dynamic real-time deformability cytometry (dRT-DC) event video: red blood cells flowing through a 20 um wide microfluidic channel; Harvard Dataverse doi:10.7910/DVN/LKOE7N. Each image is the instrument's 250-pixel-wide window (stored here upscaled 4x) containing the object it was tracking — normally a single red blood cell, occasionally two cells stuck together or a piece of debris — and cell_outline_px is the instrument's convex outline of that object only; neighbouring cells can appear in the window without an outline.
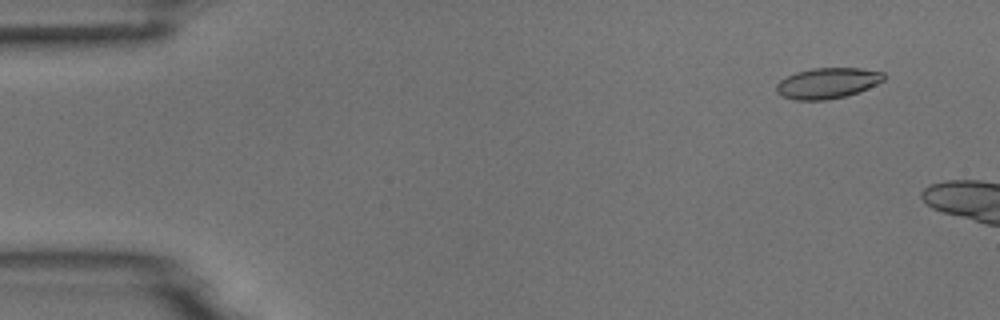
{"species": "common noctule bat (a hibernating species)", "species_latin": "Nyctalus noctula", "temperature_condition": "room temperature", "stored_images_in_passage": 3, "camera_frame_rate_fps": 3000, "um_per_image_px": 0.085, "animal": {"sex": "male", "body_mass_g": 18.8}, "frame": {"image": 1, "passage_image": 1, "time_ms": 0.0, "image_size_px": [1000, 320], "cell_outline_px": [[884, 80], [868, 88], [844, 96], [824, 100], [796, 100], [780, 96], [776, 92], [776, 84], [780, 80], [796, 72], [812, 68], [860, 68], [884, 72]], "centroid_in_image_um": [70.3, 7.06], "position_along_channel_um": 14.7, "area_um2": 19.13}}